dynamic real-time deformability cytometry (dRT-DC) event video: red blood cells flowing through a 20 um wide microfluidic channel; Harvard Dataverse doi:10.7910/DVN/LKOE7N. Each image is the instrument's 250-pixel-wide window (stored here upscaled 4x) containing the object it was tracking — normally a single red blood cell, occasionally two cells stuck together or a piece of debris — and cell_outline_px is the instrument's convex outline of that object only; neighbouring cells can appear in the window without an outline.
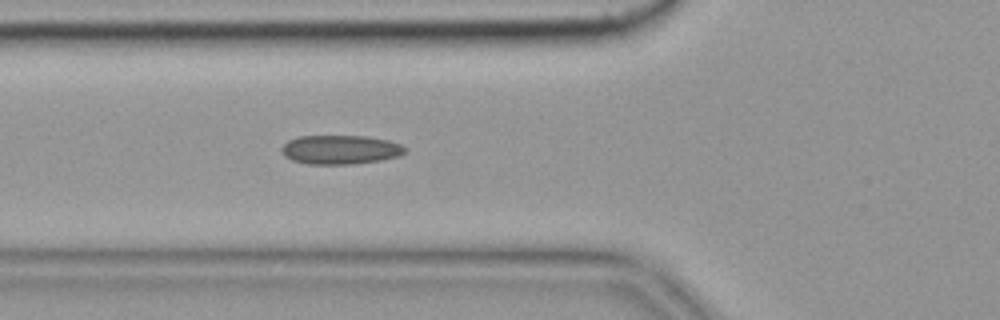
{"species": "common noctule bat (a hibernating species)", "species_latin": "Nyctalus noctula", "temperature_condition": "cold", "stored_images_in_passage": 42, "camera_frame_rate_fps": 3000, "um_per_image_px": 0.085, "animal": {"sex": "female", "body_mass_g": 19.9}, "frame": {"image": 1, "passage_image": 7, "time_ms": 2.0, "image_size_px": [1000, 320], "cell_outline_px": [[408, 148], [400, 156], [380, 160], [352, 164], [308, 164], [292, 160], [284, 156], [280, 152], [280, 148], [288, 140], [300, 136], [368, 136], [388, 140], [400, 144]], "centroid_in_image_um": [28.92, 12.72], "position_along_channel_um": 96.9, "area_um2": 21.04}, "authors_computed_cell_mechanics": {"area_um2": 19.9988, "velocity_mm_per_s": 3.6448, "shape_relaxation_time_tau1_ms": null, "shape_relaxation_time_tau2_ms": 4.3728, "deformation_change_tau1": null, "deformation_change_tau2": 0.1197}}